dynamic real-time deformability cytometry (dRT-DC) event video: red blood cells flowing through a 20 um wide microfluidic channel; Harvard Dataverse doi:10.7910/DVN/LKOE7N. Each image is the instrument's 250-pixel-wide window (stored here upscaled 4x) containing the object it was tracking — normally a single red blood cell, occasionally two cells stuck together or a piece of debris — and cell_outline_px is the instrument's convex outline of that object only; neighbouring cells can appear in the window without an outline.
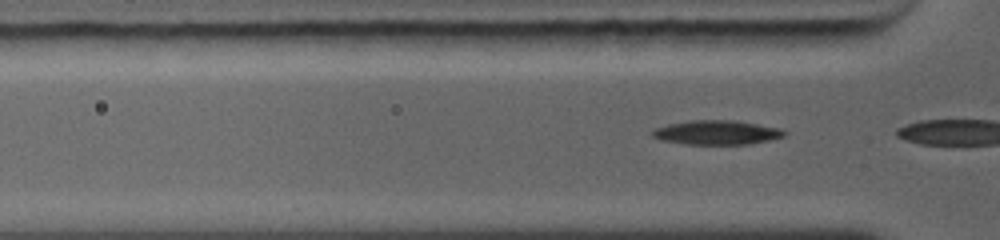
{"species": "common noctule bat (a hibernating species)", "species_latin": "Nyctalus noctula", "temperature_condition": "warm", "stored_images_in_passage": 4, "camera_frame_rate_fps": 5000, "um_per_image_px": 0.085, "animal": {"sex": "female", "body_mass_g": 19.0, "forearm_length_mm": 56.7}, "frame": {"image": 1, "passage_image": 3, "time_ms": 0.4, "image_size_px": [1000, 240], "cell_outline_px": [[788, 132], [784, 136], [752, 144], [684, 144], [660, 140], [652, 136], [652, 128], [668, 124], [688, 120], [736, 120], [780, 128]], "centroid_in_image_um": [60.9, 11.25], "position_along_channel_um": 64.9, "area_um2": 18.84}}